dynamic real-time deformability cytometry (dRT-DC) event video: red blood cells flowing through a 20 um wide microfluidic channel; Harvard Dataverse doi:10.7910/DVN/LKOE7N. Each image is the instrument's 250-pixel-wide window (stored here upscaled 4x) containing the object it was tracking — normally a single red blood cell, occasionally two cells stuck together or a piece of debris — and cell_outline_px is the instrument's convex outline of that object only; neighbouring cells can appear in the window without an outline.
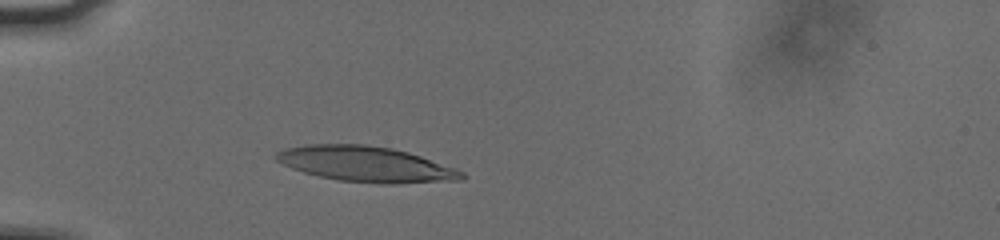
{"species": "human", "species_latin": "Homo sapiens", "temperature_condition": "cold", "stored_images_in_passage": 43, "camera_frame_rate_fps": 3000, "um_per_image_px": 0.085, "donor": {"sex": "male"}, "frame": {"image": 1, "passage_image": 11, "time_ms": 3.333, "image_size_px": [1000, 240], "cell_outline_px": [[468, 176], [464, 180], [400, 184], [380, 184], [340, 180], [320, 176], [304, 172], [292, 168], [276, 160], [272, 156], [276, 152], [284, 148], [308, 144], [364, 144], [392, 148], [408, 152], [456, 168], [464, 172]], "centroid_in_image_um": [31.15, 13.96], "position_along_channel_um": 53.8, "area_um2": 38.67}}
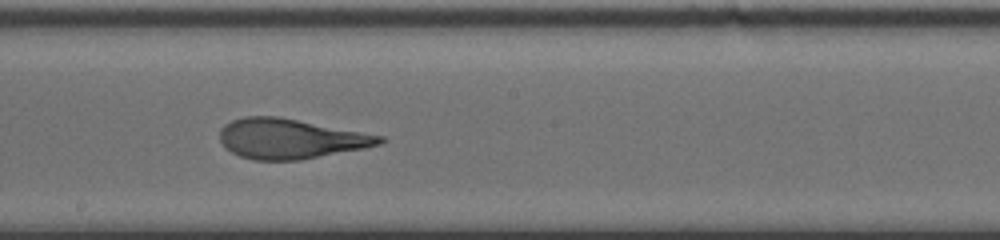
{"frame": {"image": 2, "passage_image": 26, "time_ms": 8.333, "image_size_px": [1000, 240], "cell_outline_px": [[388, 140], [380, 144], [364, 148], [300, 160], [252, 160], [240, 156], [224, 148], [220, 140], [220, 128], [224, 124], [232, 120], [244, 116], [276, 116], [384, 136]], "centroid_in_image_um": [24.65, 11.79], "position_along_channel_um": 223.5, "area_um2": 37.17}}
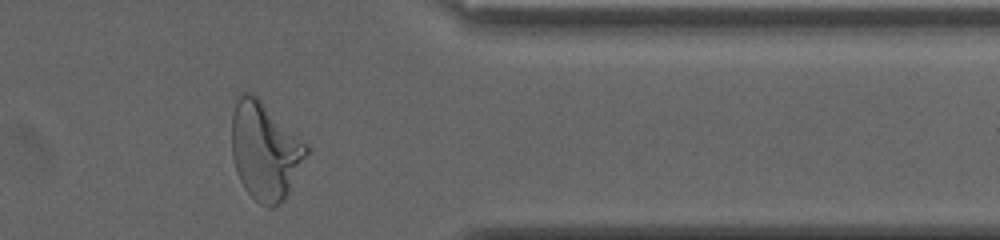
{"frame": {"image": 3, "passage_image": 40, "time_ms": 13.0, "image_size_px": [1000, 240], "cell_outline_px": [[312, 148], [284, 200], [280, 204], [272, 208], [268, 208], [260, 204], [244, 188], [236, 172], [232, 156], [232, 116], [236, 100], [244, 92], [248, 92], [256, 96], [308, 144]], "centroid_in_image_um": [22.54, 12.85], "position_along_channel_um": 388.9, "area_um2": 42.6}, "authors_computed_cell_mechanics": {"area_um2": 37.1076, "velocity_mm_per_s": 3.7598, "shape_relaxation_time_tau1_ms": 5.7016, "shape_relaxation_time_tau2_ms": 1.1623, "deformation_change_tau1": 0.2494, "deformation_change_tau2": 0.1045}}